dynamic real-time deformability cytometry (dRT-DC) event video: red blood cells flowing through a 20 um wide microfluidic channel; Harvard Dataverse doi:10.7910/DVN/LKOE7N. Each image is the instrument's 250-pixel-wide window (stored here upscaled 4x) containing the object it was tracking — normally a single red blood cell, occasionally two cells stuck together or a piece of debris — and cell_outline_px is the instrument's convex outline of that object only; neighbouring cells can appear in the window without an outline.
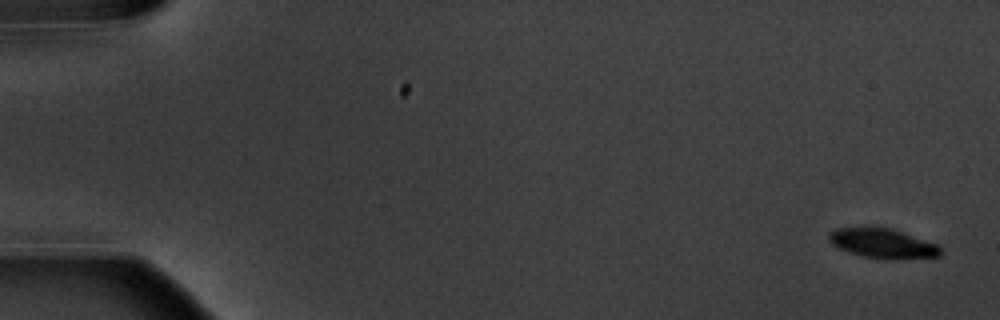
{"species": "common noctule bat (a hibernating species)", "species_latin": "Nyctalus noctula", "temperature_condition": "warm", "stored_images_in_passage": 6, "camera_frame_rate_fps": 3000, "um_per_image_px": 0.085, "animal": {"sex": "male", "body_mass_g": 20.1, "forearm_length_mm": 53.5}, "frame": {"image": 1, "passage_image": 1, "time_ms": 0.0, "image_size_px": [1000, 320], "cell_outline_px": [[944, 252], [940, 256], [900, 260], [864, 256], [848, 252], [832, 244], [828, 240], [828, 232], [836, 228], [872, 224], [892, 228], [940, 244]], "centroid_in_image_um": [75.06, 20.64], "position_along_channel_um": 9.9, "area_um2": 20.29}}
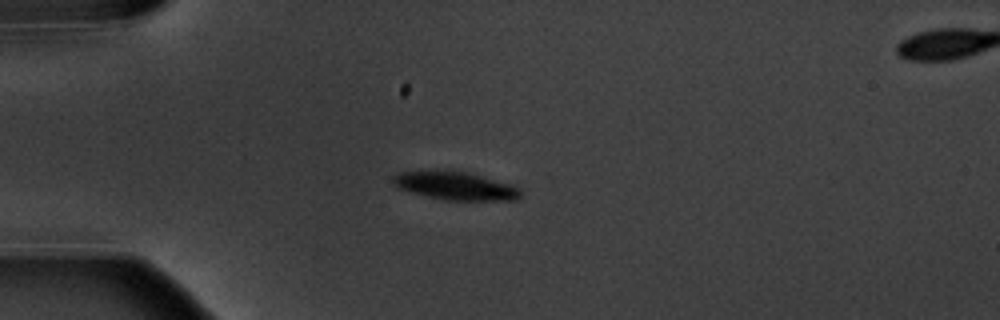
{"frame": {"image": 2, "passage_image": 5, "time_ms": 4.667, "image_size_px": [1000, 320], "cell_outline_px": [[520, 196], [516, 200], [444, 200], [396, 188], [392, 184], [392, 176], [396, 172], [432, 168], [464, 172], [480, 176], [508, 184], [520, 188]], "centroid_in_image_um": [38.57, 15.76], "position_along_channel_um": 46.4, "area_um2": 21.21}}